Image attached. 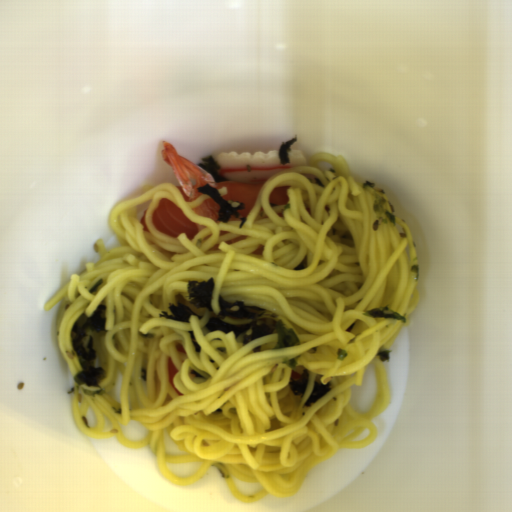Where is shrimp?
Segmentation results:
<instances>
[{"label":"shrimp","instance_id":"obj_1","mask_svg":"<svg viewBox=\"0 0 512 512\" xmlns=\"http://www.w3.org/2000/svg\"><path fill=\"white\" fill-rule=\"evenodd\" d=\"M163 161L170 167L180 187L188 197L187 202L198 199L203 193L197 191L207 184L217 189V182L211 174L199 167V164L178 154L170 142H163L160 151Z\"/></svg>","mask_w":512,"mask_h":512},{"label":"shrimp","instance_id":"obj_2","mask_svg":"<svg viewBox=\"0 0 512 512\" xmlns=\"http://www.w3.org/2000/svg\"><path fill=\"white\" fill-rule=\"evenodd\" d=\"M220 205L212 198L202 202L195 208L191 209L195 214H202L213 221L216 225L220 224L218 221V210Z\"/></svg>","mask_w":512,"mask_h":512},{"label":"shrimp","instance_id":"obj_3","mask_svg":"<svg viewBox=\"0 0 512 512\" xmlns=\"http://www.w3.org/2000/svg\"><path fill=\"white\" fill-rule=\"evenodd\" d=\"M195 223H196V221H195ZM196 226H197V230H198V232H199L202 228L206 227V226H204L203 224H199V223H196Z\"/></svg>","mask_w":512,"mask_h":512},{"label":"shrimp","instance_id":"obj_4","mask_svg":"<svg viewBox=\"0 0 512 512\" xmlns=\"http://www.w3.org/2000/svg\"><path fill=\"white\" fill-rule=\"evenodd\" d=\"M234 220H241L239 217H236V216H230L229 220L228 221H234Z\"/></svg>","mask_w":512,"mask_h":512}]
</instances>
